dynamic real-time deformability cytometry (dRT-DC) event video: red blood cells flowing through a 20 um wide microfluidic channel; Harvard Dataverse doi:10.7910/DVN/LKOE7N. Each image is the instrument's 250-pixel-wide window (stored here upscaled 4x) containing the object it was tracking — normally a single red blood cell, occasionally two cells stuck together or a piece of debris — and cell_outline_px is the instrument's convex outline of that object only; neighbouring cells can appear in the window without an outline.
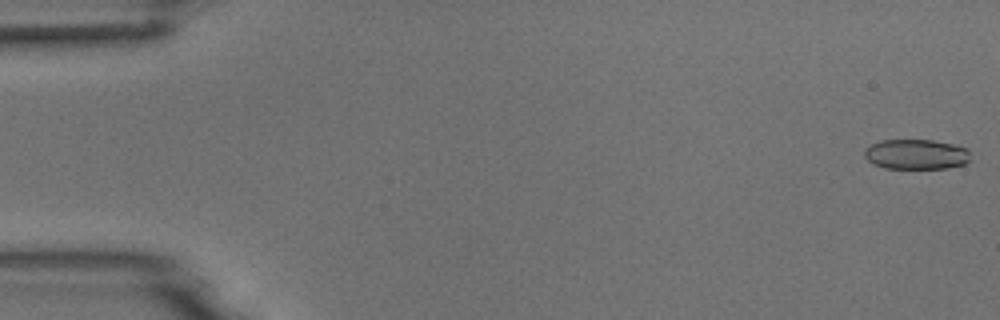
{"species": "common noctule bat (a hibernating species)", "species_latin": "Nyctalus noctula", "temperature_condition": "room temperature", "stored_images_in_passage": 15, "camera_frame_rate_fps": 3000, "um_per_image_px": 0.085, "animal": {"sex": "male", "body_mass_g": 18.8}, "frame": {"image": 1, "passage_image": 1, "time_ms": 0.0, "image_size_px": [1000, 320], "cell_outline_px": [[968, 160], [964, 164], [948, 168], [884, 168], [872, 164], [864, 156], [864, 148], [880, 140], [932, 140], [952, 144], [968, 148]], "centroid_in_image_um": [77.83, 13.11], "position_along_channel_um": 7.2, "area_um2": 18.55}}